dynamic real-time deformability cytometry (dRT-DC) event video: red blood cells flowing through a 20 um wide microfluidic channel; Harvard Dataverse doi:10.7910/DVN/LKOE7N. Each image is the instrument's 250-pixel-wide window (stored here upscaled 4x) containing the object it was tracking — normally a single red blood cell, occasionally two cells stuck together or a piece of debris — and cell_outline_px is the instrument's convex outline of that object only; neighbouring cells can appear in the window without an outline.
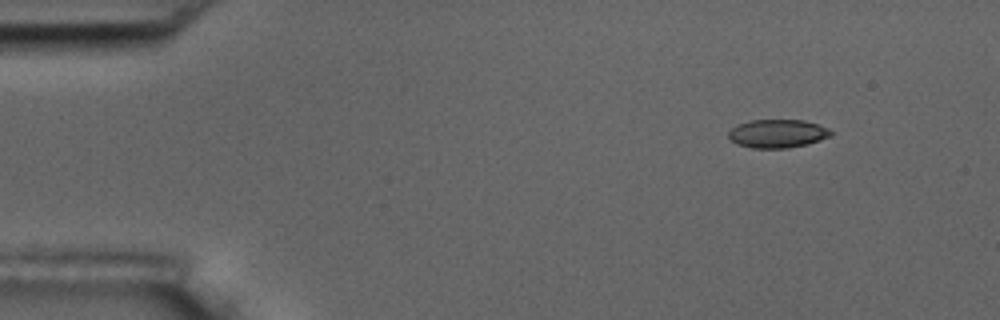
{"species": "common noctule bat (a hibernating species)", "species_latin": "Nyctalus noctula", "temperature_condition": "room temperature", "stored_images_in_passage": 3, "camera_frame_rate_fps": 3000, "um_per_image_px": 0.085, "animal": {"sex": "male", "body_mass_g": 17.5, "forearm_length_mm": 52.3}, "frame": {"image": 1, "passage_image": 1, "time_ms": 0.0, "image_size_px": [1000, 320], "cell_outline_px": [[832, 136], [808, 144], [788, 148], [752, 148], [736, 144], [728, 140], [728, 132], [736, 124], [752, 120], [804, 120], [828, 128], [832, 132]], "centroid_in_image_um": [66.05, 11.36], "position_along_channel_um": 18.9, "area_um2": 17.11}}